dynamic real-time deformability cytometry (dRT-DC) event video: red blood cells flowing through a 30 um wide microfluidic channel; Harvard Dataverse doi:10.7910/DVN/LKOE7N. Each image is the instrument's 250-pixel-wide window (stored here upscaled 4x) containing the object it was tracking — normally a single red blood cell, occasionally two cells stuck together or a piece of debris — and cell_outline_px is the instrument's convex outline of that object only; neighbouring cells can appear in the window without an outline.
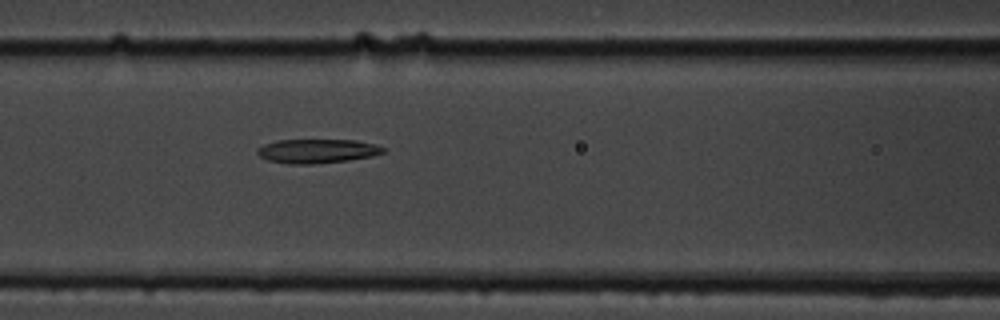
{"species": "common noctule bat (a hibernating species)", "species_latin": "Nyctalus noctula", "temperature_condition": "cold", "stored_images_in_passage": 7, "camera_frame_rate_fps": 3000, "um_per_image_px": 0.085, "animal": {"sex": "male", "body_mass_g": 19.5, "forearm_length_mm": 54.6}, "frame": {"image": 1, "passage_image": 7, "time_ms": 8.0, "image_size_px": [1000, 320], "cell_outline_px": [[384, 152], [372, 156], [348, 160], [312, 164], [288, 164], [268, 160], [260, 156], [256, 152], [256, 148], [264, 144], [276, 140], [356, 140], [376, 144], [384, 148]], "centroid_in_image_um": [26.93, 12.83], "position_along_channel_um": 139.7, "area_um2": 17.69}}